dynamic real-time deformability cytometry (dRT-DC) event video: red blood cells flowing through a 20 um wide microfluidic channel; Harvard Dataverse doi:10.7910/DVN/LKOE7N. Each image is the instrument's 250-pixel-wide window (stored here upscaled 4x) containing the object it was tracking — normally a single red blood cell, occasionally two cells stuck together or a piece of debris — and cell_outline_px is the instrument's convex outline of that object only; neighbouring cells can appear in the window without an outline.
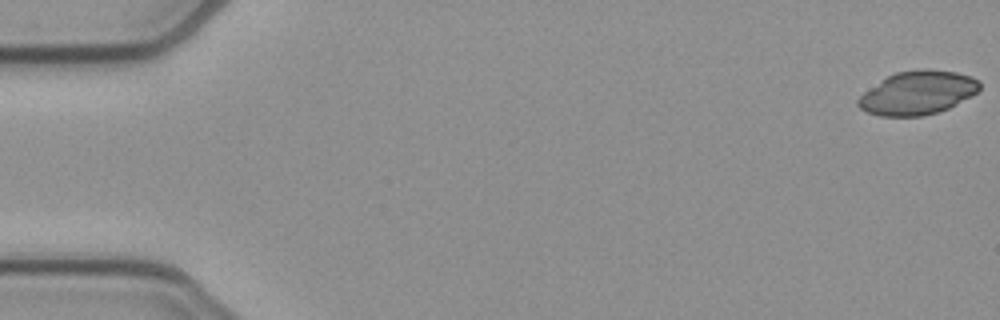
{"species": "common noctule bat (a hibernating species)", "species_latin": "Nyctalus noctula", "temperature_condition": "cold", "stored_images_in_passage": 12, "camera_frame_rate_fps": 3000, "um_per_image_px": 0.085, "animal": {"sex": "female", "body_mass_g": 21.9}, "frame": {"image": 1, "passage_image": 1, "time_ms": 0.0, "image_size_px": [1000, 320], "cell_outline_px": [[980, 88], [976, 92], [956, 104], [948, 108], [924, 116], [880, 116], [868, 112], [860, 108], [856, 104], [856, 100], [864, 92], [888, 76], [896, 72], [920, 68], [928, 68], [956, 72], [972, 76], [980, 80]], "centroid_in_image_um": [78.0, 7.87], "position_along_channel_um": 7.0, "area_um2": 30.81}}